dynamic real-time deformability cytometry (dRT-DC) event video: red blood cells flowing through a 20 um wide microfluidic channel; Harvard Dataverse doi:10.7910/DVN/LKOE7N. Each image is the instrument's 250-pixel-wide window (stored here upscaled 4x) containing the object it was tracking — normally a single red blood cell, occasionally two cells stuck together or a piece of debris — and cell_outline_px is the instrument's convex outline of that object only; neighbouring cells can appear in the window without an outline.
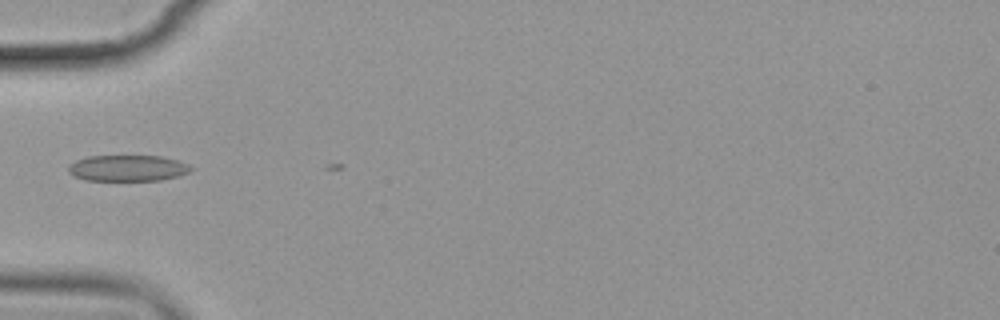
{"species": "common noctule bat (a hibernating species)", "species_latin": "Nyctalus noctula", "temperature_condition": "cold", "stored_images_in_passage": 4, "camera_frame_rate_fps": 3000, "um_per_image_px": 0.085, "animal": {"sex": "female", "body_mass_g": 19.9}, "frame": {"image": 1, "passage_image": 3, "time_ms": 2.333, "image_size_px": [1000, 320], "cell_outline_px": [[196, 168], [188, 172], [176, 176], [160, 180], [84, 180], [72, 176], [68, 172], [68, 168], [76, 160], [88, 156], [160, 156], [176, 160], [188, 164]], "centroid_in_image_um": [10.84, 14.29], "position_along_channel_um": 74.2, "area_um2": 18.55}}